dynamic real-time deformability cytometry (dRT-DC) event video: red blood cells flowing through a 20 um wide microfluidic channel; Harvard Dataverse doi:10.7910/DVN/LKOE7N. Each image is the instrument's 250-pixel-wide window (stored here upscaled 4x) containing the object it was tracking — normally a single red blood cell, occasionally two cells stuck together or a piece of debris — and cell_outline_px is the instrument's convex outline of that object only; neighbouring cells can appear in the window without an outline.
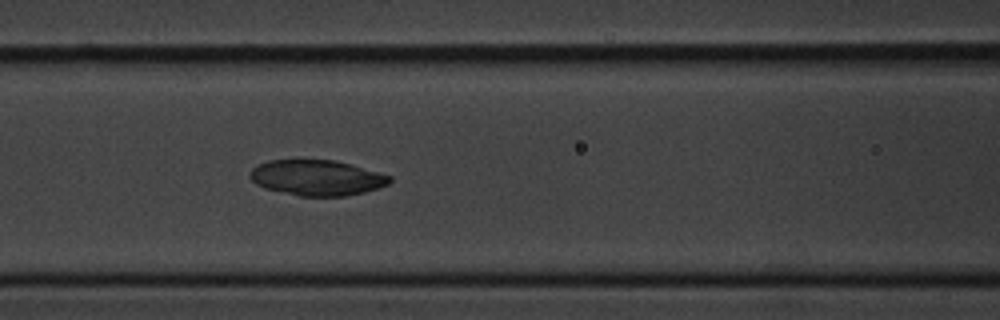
{"species": "common noctule bat (a hibernating species)", "species_latin": "Nyctalus noctula", "temperature_condition": "cold", "stored_images_in_passage": 4, "camera_frame_rate_fps": 3000, "um_per_image_px": 0.085, "animal": {"sex": "male", "body_mass_g": 20.1, "forearm_length_mm": 53.5}, "frame": {"image": 1, "passage_image": 4, "time_ms": 3.333, "image_size_px": [1000, 320], "cell_outline_px": [[392, 180], [388, 184], [364, 192], [344, 196], [300, 196], [264, 188], [256, 184], [248, 176], [252, 168], [268, 160], [296, 156], [336, 160], [392, 176]], "centroid_in_image_um": [26.87, 15.05], "position_along_channel_um": 139.7, "area_um2": 29.77}}